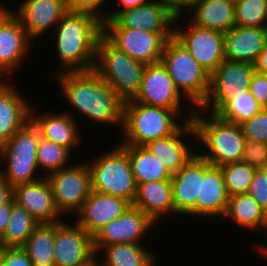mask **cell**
I'll return each instance as SVG.
<instances>
[{
	"mask_svg": "<svg viewBox=\"0 0 267 266\" xmlns=\"http://www.w3.org/2000/svg\"><path fill=\"white\" fill-rule=\"evenodd\" d=\"M54 76L66 103L80 116L101 127L107 124L117 127V131L118 128L122 130L124 101L94 70L62 72Z\"/></svg>",
	"mask_w": 267,
	"mask_h": 266,
	"instance_id": "6da1fadb",
	"label": "cell"
},
{
	"mask_svg": "<svg viewBox=\"0 0 267 266\" xmlns=\"http://www.w3.org/2000/svg\"><path fill=\"white\" fill-rule=\"evenodd\" d=\"M55 53L62 72L94 70L103 22L87 13L67 12L54 29Z\"/></svg>",
	"mask_w": 267,
	"mask_h": 266,
	"instance_id": "7a4b0ae2",
	"label": "cell"
},
{
	"mask_svg": "<svg viewBox=\"0 0 267 266\" xmlns=\"http://www.w3.org/2000/svg\"><path fill=\"white\" fill-rule=\"evenodd\" d=\"M192 122L197 144L204 146L200 149H206L196 150L202 158L218 167L241 162L246 138L240 125L222 120L216 114L199 108L193 113Z\"/></svg>",
	"mask_w": 267,
	"mask_h": 266,
	"instance_id": "3957f363",
	"label": "cell"
},
{
	"mask_svg": "<svg viewBox=\"0 0 267 266\" xmlns=\"http://www.w3.org/2000/svg\"><path fill=\"white\" fill-rule=\"evenodd\" d=\"M183 122L174 110L133 100L124 102L122 139L118 144L145 146L148 142L172 134Z\"/></svg>",
	"mask_w": 267,
	"mask_h": 266,
	"instance_id": "277c9868",
	"label": "cell"
},
{
	"mask_svg": "<svg viewBox=\"0 0 267 266\" xmlns=\"http://www.w3.org/2000/svg\"><path fill=\"white\" fill-rule=\"evenodd\" d=\"M39 139L40 133L30 120L9 140L0 145V162H4L1 167L3 169H0V175L13 188L44 177L38 172L37 148Z\"/></svg>",
	"mask_w": 267,
	"mask_h": 266,
	"instance_id": "5b68a950",
	"label": "cell"
},
{
	"mask_svg": "<svg viewBox=\"0 0 267 266\" xmlns=\"http://www.w3.org/2000/svg\"><path fill=\"white\" fill-rule=\"evenodd\" d=\"M145 66L114 46L104 35L99 39L94 71L124 102L138 94Z\"/></svg>",
	"mask_w": 267,
	"mask_h": 266,
	"instance_id": "8992f818",
	"label": "cell"
},
{
	"mask_svg": "<svg viewBox=\"0 0 267 266\" xmlns=\"http://www.w3.org/2000/svg\"><path fill=\"white\" fill-rule=\"evenodd\" d=\"M86 161L95 192L126 199L131 204L136 195V182L128 153L118 144Z\"/></svg>",
	"mask_w": 267,
	"mask_h": 266,
	"instance_id": "52a82bcc",
	"label": "cell"
},
{
	"mask_svg": "<svg viewBox=\"0 0 267 266\" xmlns=\"http://www.w3.org/2000/svg\"><path fill=\"white\" fill-rule=\"evenodd\" d=\"M161 63L178 90L199 108L210 90V74L174 37L166 41Z\"/></svg>",
	"mask_w": 267,
	"mask_h": 266,
	"instance_id": "ba28073f",
	"label": "cell"
},
{
	"mask_svg": "<svg viewBox=\"0 0 267 266\" xmlns=\"http://www.w3.org/2000/svg\"><path fill=\"white\" fill-rule=\"evenodd\" d=\"M185 100L190 103V106L186 107L189 109L184 112L187 113L186 116L181 110L184 109L182 103H185ZM133 101L174 110L184 121L192 120L196 111V107L178 90L161 61L145 66L139 92Z\"/></svg>",
	"mask_w": 267,
	"mask_h": 266,
	"instance_id": "9c48e42d",
	"label": "cell"
},
{
	"mask_svg": "<svg viewBox=\"0 0 267 266\" xmlns=\"http://www.w3.org/2000/svg\"><path fill=\"white\" fill-rule=\"evenodd\" d=\"M69 167L49 174L46 178L54 195V202L60 215H76L84 201L91 194V174L85 162L71 163Z\"/></svg>",
	"mask_w": 267,
	"mask_h": 266,
	"instance_id": "30bf717a",
	"label": "cell"
},
{
	"mask_svg": "<svg viewBox=\"0 0 267 266\" xmlns=\"http://www.w3.org/2000/svg\"><path fill=\"white\" fill-rule=\"evenodd\" d=\"M255 65L224 59L210 75V90L199 109L215 114L228 100L247 91Z\"/></svg>",
	"mask_w": 267,
	"mask_h": 266,
	"instance_id": "8fae6325",
	"label": "cell"
},
{
	"mask_svg": "<svg viewBox=\"0 0 267 266\" xmlns=\"http://www.w3.org/2000/svg\"><path fill=\"white\" fill-rule=\"evenodd\" d=\"M179 20L184 22L182 18L174 20L173 37L211 75L225 59L224 33L197 26L191 20L180 25Z\"/></svg>",
	"mask_w": 267,
	"mask_h": 266,
	"instance_id": "7c38bea8",
	"label": "cell"
},
{
	"mask_svg": "<svg viewBox=\"0 0 267 266\" xmlns=\"http://www.w3.org/2000/svg\"><path fill=\"white\" fill-rule=\"evenodd\" d=\"M32 43L33 40L12 9L0 4V75L5 80L9 73L20 70V65L33 48Z\"/></svg>",
	"mask_w": 267,
	"mask_h": 266,
	"instance_id": "4fadbf2b",
	"label": "cell"
},
{
	"mask_svg": "<svg viewBox=\"0 0 267 266\" xmlns=\"http://www.w3.org/2000/svg\"><path fill=\"white\" fill-rule=\"evenodd\" d=\"M103 35L131 58L144 64L161 61L163 49L173 33H151L131 28H103Z\"/></svg>",
	"mask_w": 267,
	"mask_h": 266,
	"instance_id": "5bb4252c",
	"label": "cell"
},
{
	"mask_svg": "<svg viewBox=\"0 0 267 266\" xmlns=\"http://www.w3.org/2000/svg\"><path fill=\"white\" fill-rule=\"evenodd\" d=\"M72 223H55V266H84L96 257L93 237L75 221Z\"/></svg>",
	"mask_w": 267,
	"mask_h": 266,
	"instance_id": "9a60e30c",
	"label": "cell"
},
{
	"mask_svg": "<svg viewBox=\"0 0 267 266\" xmlns=\"http://www.w3.org/2000/svg\"><path fill=\"white\" fill-rule=\"evenodd\" d=\"M155 224L141 209L131 205L121 216L111 220L93 236L95 253L111 244H143V237Z\"/></svg>",
	"mask_w": 267,
	"mask_h": 266,
	"instance_id": "2e32d148",
	"label": "cell"
},
{
	"mask_svg": "<svg viewBox=\"0 0 267 266\" xmlns=\"http://www.w3.org/2000/svg\"><path fill=\"white\" fill-rule=\"evenodd\" d=\"M204 179V158L196 153L179 171L172 174V199L175 216L196 217V201L200 198Z\"/></svg>",
	"mask_w": 267,
	"mask_h": 266,
	"instance_id": "e0dca14e",
	"label": "cell"
},
{
	"mask_svg": "<svg viewBox=\"0 0 267 266\" xmlns=\"http://www.w3.org/2000/svg\"><path fill=\"white\" fill-rule=\"evenodd\" d=\"M184 137H193L196 140L192 120H185L172 134L148 142L145 147L157 159H161L165 168L174 174L197 153V147L190 145Z\"/></svg>",
	"mask_w": 267,
	"mask_h": 266,
	"instance_id": "ac0fdd59",
	"label": "cell"
},
{
	"mask_svg": "<svg viewBox=\"0 0 267 266\" xmlns=\"http://www.w3.org/2000/svg\"><path fill=\"white\" fill-rule=\"evenodd\" d=\"M12 12L20 19L29 37L36 42L39 37L57 27L68 12L66 0H24ZM54 26V28H53ZM46 32V33H45ZM44 35V36H43Z\"/></svg>",
	"mask_w": 267,
	"mask_h": 266,
	"instance_id": "d6986e66",
	"label": "cell"
},
{
	"mask_svg": "<svg viewBox=\"0 0 267 266\" xmlns=\"http://www.w3.org/2000/svg\"><path fill=\"white\" fill-rule=\"evenodd\" d=\"M174 18L153 0L135 8L121 11L113 20L103 23V28H131L151 33H173Z\"/></svg>",
	"mask_w": 267,
	"mask_h": 266,
	"instance_id": "ffe728a7",
	"label": "cell"
},
{
	"mask_svg": "<svg viewBox=\"0 0 267 266\" xmlns=\"http://www.w3.org/2000/svg\"><path fill=\"white\" fill-rule=\"evenodd\" d=\"M131 205L124 198L92 190L74 216L76 218L74 221L93 237L111 220L121 216Z\"/></svg>",
	"mask_w": 267,
	"mask_h": 266,
	"instance_id": "44dd1931",
	"label": "cell"
},
{
	"mask_svg": "<svg viewBox=\"0 0 267 266\" xmlns=\"http://www.w3.org/2000/svg\"><path fill=\"white\" fill-rule=\"evenodd\" d=\"M35 109L36 106L31 107L30 120L37 127L40 137L74 152V148L77 149L81 143L82 132L79 131L77 118L73 116L71 109L61 113L57 112V114L49 110L47 112L43 111L44 113H36L38 110Z\"/></svg>",
	"mask_w": 267,
	"mask_h": 266,
	"instance_id": "7402d4cb",
	"label": "cell"
},
{
	"mask_svg": "<svg viewBox=\"0 0 267 266\" xmlns=\"http://www.w3.org/2000/svg\"><path fill=\"white\" fill-rule=\"evenodd\" d=\"M14 202L24 207L39 223L63 221L58 212L50 183L46 177L13 188Z\"/></svg>",
	"mask_w": 267,
	"mask_h": 266,
	"instance_id": "603a6c76",
	"label": "cell"
},
{
	"mask_svg": "<svg viewBox=\"0 0 267 266\" xmlns=\"http://www.w3.org/2000/svg\"><path fill=\"white\" fill-rule=\"evenodd\" d=\"M229 197L220 167L204 159V179H201L200 198L196 201V219L224 218Z\"/></svg>",
	"mask_w": 267,
	"mask_h": 266,
	"instance_id": "cb8c5ba5",
	"label": "cell"
},
{
	"mask_svg": "<svg viewBox=\"0 0 267 266\" xmlns=\"http://www.w3.org/2000/svg\"><path fill=\"white\" fill-rule=\"evenodd\" d=\"M10 82L5 80L0 85V145L30 121V101Z\"/></svg>",
	"mask_w": 267,
	"mask_h": 266,
	"instance_id": "d4e9b609",
	"label": "cell"
},
{
	"mask_svg": "<svg viewBox=\"0 0 267 266\" xmlns=\"http://www.w3.org/2000/svg\"><path fill=\"white\" fill-rule=\"evenodd\" d=\"M267 44V28L235 25L224 34L225 59L255 64Z\"/></svg>",
	"mask_w": 267,
	"mask_h": 266,
	"instance_id": "484cf974",
	"label": "cell"
},
{
	"mask_svg": "<svg viewBox=\"0 0 267 266\" xmlns=\"http://www.w3.org/2000/svg\"><path fill=\"white\" fill-rule=\"evenodd\" d=\"M136 195L132 206L141 209L156 225L162 217L175 215L171 180L136 184Z\"/></svg>",
	"mask_w": 267,
	"mask_h": 266,
	"instance_id": "4316f807",
	"label": "cell"
},
{
	"mask_svg": "<svg viewBox=\"0 0 267 266\" xmlns=\"http://www.w3.org/2000/svg\"><path fill=\"white\" fill-rule=\"evenodd\" d=\"M191 12L195 25L224 34L236 25L234 0H194Z\"/></svg>",
	"mask_w": 267,
	"mask_h": 266,
	"instance_id": "83f0119b",
	"label": "cell"
},
{
	"mask_svg": "<svg viewBox=\"0 0 267 266\" xmlns=\"http://www.w3.org/2000/svg\"><path fill=\"white\" fill-rule=\"evenodd\" d=\"M244 230L267 234V213L258 202L249 194H239L229 197L225 216Z\"/></svg>",
	"mask_w": 267,
	"mask_h": 266,
	"instance_id": "f1b7e54d",
	"label": "cell"
},
{
	"mask_svg": "<svg viewBox=\"0 0 267 266\" xmlns=\"http://www.w3.org/2000/svg\"><path fill=\"white\" fill-rule=\"evenodd\" d=\"M143 244L118 243L104 246L97 254L99 266H156V253ZM102 260V261H101Z\"/></svg>",
	"mask_w": 267,
	"mask_h": 266,
	"instance_id": "f546056e",
	"label": "cell"
},
{
	"mask_svg": "<svg viewBox=\"0 0 267 266\" xmlns=\"http://www.w3.org/2000/svg\"><path fill=\"white\" fill-rule=\"evenodd\" d=\"M129 155L136 184L171 180L172 174L145 146L120 145Z\"/></svg>",
	"mask_w": 267,
	"mask_h": 266,
	"instance_id": "4dcf8cb0",
	"label": "cell"
},
{
	"mask_svg": "<svg viewBox=\"0 0 267 266\" xmlns=\"http://www.w3.org/2000/svg\"><path fill=\"white\" fill-rule=\"evenodd\" d=\"M55 223H39L22 248L33 266H55Z\"/></svg>",
	"mask_w": 267,
	"mask_h": 266,
	"instance_id": "1f68e13d",
	"label": "cell"
},
{
	"mask_svg": "<svg viewBox=\"0 0 267 266\" xmlns=\"http://www.w3.org/2000/svg\"><path fill=\"white\" fill-rule=\"evenodd\" d=\"M39 222L24 208L12 205L9 223L0 237L1 247H22Z\"/></svg>",
	"mask_w": 267,
	"mask_h": 266,
	"instance_id": "d6a6232c",
	"label": "cell"
},
{
	"mask_svg": "<svg viewBox=\"0 0 267 266\" xmlns=\"http://www.w3.org/2000/svg\"><path fill=\"white\" fill-rule=\"evenodd\" d=\"M262 109L263 107L247 90L228 100L215 114L222 120L240 125Z\"/></svg>",
	"mask_w": 267,
	"mask_h": 266,
	"instance_id": "836d02e7",
	"label": "cell"
},
{
	"mask_svg": "<svg viewBox=\"0 0 267 266\" xmlns=\"http://www.w3.org/2000/svg\"><path fill=\"white\" fill-rule=\"evenodd\" d=\"M70 153L73 154L69 149L40 137L37 148L39 172L43 169L45 173L43 175L47 177L51 173L69 167L72 155Z\"/></svg>",
	"mask_w": 267,
	"mask_h": 266,
	"instance_id": "e575fe53",
	"label": "cell"
},
{
	"mask_svg": "<svg viewBox=\"0 0 267 266\" xmlns=\"http://www.w3.org/2000/svg\"><path fill=\"white\" fill-rule=\"evenodd\" d=\"M235 24L267 28V0H234Z\"/></svg>",
	"mask_w": 267,
	"mask_h": 266,
	"instance_id": "d590c367",
	"label": "cell"
},
{
	"mask_svg": "<svg viewBox=\"0 0 267 266\" xmlns=\"http://www.w3.org/2000/svg\"><path fill=\"white\" fill-rule=\"evenodd\" d=\"M220 169L229 196L247 193L256 169L242 161L222 165Z\"/></svg>",
	"mask_w": 267,
	"mask_h": 266,
	"instance_id": "8d00e7d4",
	"label": "cell"
},
{
	"mask_svg": "<svg viewBox=\"0 0 267 266\" xmlns=\"http://www.w3.org/2000/svg\"><path fill=\"white\" fill-rule=\"evenodd\" d=\"M248 141L267 143V108L240 124Z\"/></svg>",
	"mask_w": 267,
	"mask_h": 266,
	"instance_id": "74e56055",
	"label": "cell"
},
{
	"mask_svg": "<svg viewBox=\"0 0 267 266\" xmlns=\"http://www.w3.org/2000/svg\"><path fill=\"white\" fill-rule=\"evenodd\" d=\"M241 161L256 170L267 168V143L246 140Z\"/></svg>",
	"mask_w": 267,
	"mask_h": 266,
	"instance_id": "f35d334b",
	"label": "cell"
},
{
	"mask_svg": "<svg viewBox=\"0 0 267 266\" xmlns=\"http://www.w3.org/2000/svg\"><path fill=\"white\" fill-rule=\"evenodd\" d=\"M67 10L75 13H87L97 17L103 23L107 21V13L100 9L108 0H66ZM104 4V5H103Z\"/></svg>",
	"mask_w": 267,
	"mask_h": 266,
	"instance_id": "ab89813d",
	"label": "cell"
},
{
	"mask_svg": "<svg viewBox=\"0 0 267 266\" xmlns=\"http://www.w3.org/2000/svg\"><path fill=\"white\" fill-rule=\"evenodd\" d=\"M247 194L251 195L267 213V168L255 171Z\"/></svg>",
	"mask_w": 267,
	"mask_h": 266,
	"instance_id": "60d3db41",
	"label": "cell"
},
{
	"mask_svg": "<svg viewBox=\"0 0 267 266\" xmlns=\"http://www.w3.org/2000/svg\"><path fill=\"white\" fill-rule=\"evenodd\" d=\"M0 266H33L22 247H1Z\"/></svg>",
	"mask_w": 267,
	"mask_h": 266,
	"instance_id": "b9f144b4",
	"label": "cell"
},
{
	"mask_svg": "<svg viewBox=\"0 0 267 266\" xmlns=\"http://www.w3.org/2000/svg\"><path fill=\"white\" fill-rule=\"evenodd\" d=\"M248 90L263 108H267V75L255 71Z\"/></svg>",
	"mask_w": 267,
	"mask_h": 266,
	"instance_id": "7bdbcfd3",
	"label": "cell"
},
{
	"mask_svg": "<svg viewBox=\"0 0 267 266\" xmlns=\"http://www.w3.org/2000/svg\"><path fill=\"white\" fill-rule=\"evenodd\" d=\"M162 6L174 19L184 18L183 13H191L194 0H153ZM183 12V13H182Z\"/></svg>",
	"mask_w": 267,
	"mask_h": 266,
	"instance_id": "ee69618b",
	"label": "cell"
},
{
	"mask_svg": "<svg viewBox=\"0 0 267 266\" xmlns=\"http://www.w3.org/2000/svg\"><path fill=\"white\" fill-rule=\"evenodd\" d=\"M148 1H150V0H117L116 3L120 4L118 6H120L121 8L117 7L118 9L116 8V11H115V9H114V11H111V10L108 11L107 10V20H113L121 11L135 8L139 5L147 3Z\"/></svg>",
	"mask_w": 267,
	"mask_h": 266,
	"instance_id": "f6af8a7d",
	"label": "cell"
},
{
	"mask_svg": "<svg viewBox=\"0 0 267 266\" xmlns=\"http://www.w3.org/2000/svg\"><path fill=\"white\" fill-rule=\"evenodd\" d=\"M14 203V199L12 198L8 203L0 205V237L4 234L7 228L10 213L12 210V205Z\"/></svg>",
	"mask_w": 267,
	"mask_h": 266,
	"instance_id": "bcb514c9",
	"label": "cell"
},
{
	"mask_svg": "<svg viewBox=\"0 0 267 266\" xmlns=\"http://www.w3.org/2000/svg\"><path fill=\"white\" fill-rule=\"evenodd\" d=\"M13 198V187L0 175V205L8 203Z\"/></svg>",
	"mask_w": 267,
	"mask_h": 266,
	"instance_id": "7dc6e473",
	"label": "cell"
},
{
	"mask_svg": "<svg viewBox=\"0 0 267 266\" xmlns=\"http://www.w3.org/2000/svg\"><path fill=\"white\" fill-rule=\"evenodd\" d=\"M255 65V70L258 73L267 75V44L264 49L261 51Z\"/></svg>",
	"mask_w": 267,
	"mask_h": 266,
	"instance_id": "c3c4849f",
	"label": "cell"
},
{
	"mask_svg": "<svg viewBox=\"0 0 267 266\" xmlns=\"http://www.w3.org/2000/svg\"><path fill=\"white\" fill-rule=\"evenodd\" d=\"M255 246V250L258 251L257 253L261 254L263 257L265 256L264 258L267 259V244L265 245L261 243L258 245L257 243Z\"/></svg>",
	"mask_w": 267,
	"mask_h": 266,
	"instance_id": "681fc988",
	"label": "cell"
},
{
	"mask_svg": "<svg viewBox=\"0 0 267 266\" xmlns=\"http://www.w3.org/2000/svg\"><path fill=\"white\" fill-rule=\"evenodd\" d=\"M98 258H100V257L96 256L90 263H88L84 266H99Z\"/></svg>",
	"mask_w": 267,
	"mask_h": 266,
	"instance_id": "f907efd6",
	"label": "cell"
},
{
	"mask_svg": "<svg viewBox=\"0 0 267 266\" xmlns=\"http://www.w3.org/2000/svg\"><path fill=\"white\" fill-rule=\"evenodd\" d=\"M5 81V79H3V77L0 75V85Z\"/></svg>",
	"mask_w": 267,
	"mask_h": 266,
	"instance_id": "816d5d0a",
	"label": "cell"
}]
</instances>
